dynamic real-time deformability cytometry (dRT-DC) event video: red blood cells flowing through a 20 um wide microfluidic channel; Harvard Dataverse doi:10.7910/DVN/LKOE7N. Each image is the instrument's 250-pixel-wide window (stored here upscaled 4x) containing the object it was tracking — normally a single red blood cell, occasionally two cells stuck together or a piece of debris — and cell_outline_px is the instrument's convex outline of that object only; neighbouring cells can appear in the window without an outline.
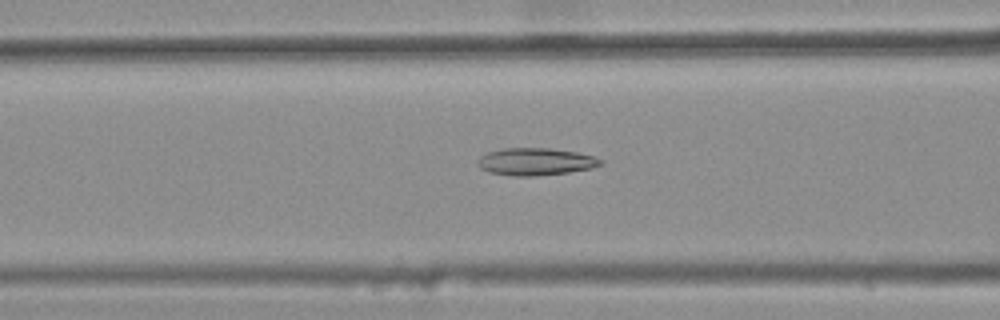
{"species": "common noctule bat (a hibernating species)", "species_latin": "Nyctalus noctula", "temperature_condition": "warm", "stored_images_in_passage": 46, "camera_frame_rate_fps": 3000, "um_per_image_px": 0.085, "animal": {"sex": "female", "body_mass_g": 25.1}, "frame": {"image": 1, "passage_image": 21, "time_ms": 6.667, "image_size_px": [1000, 320], "cell_outline_px": [[604, 164], [592, 168], [568, 172], [532, 176], [512, 176], [488, 172], [480, 168], [476, 164], [476, 160], [480, 156], [488, 152], [504, 148], [548, 148], [576, 152], [592, 156], [604, 160]], "centroid_in_image_um": [45.5, 13.74], "position_along_channel_um": 121.1, "area_um2": 19.65}}
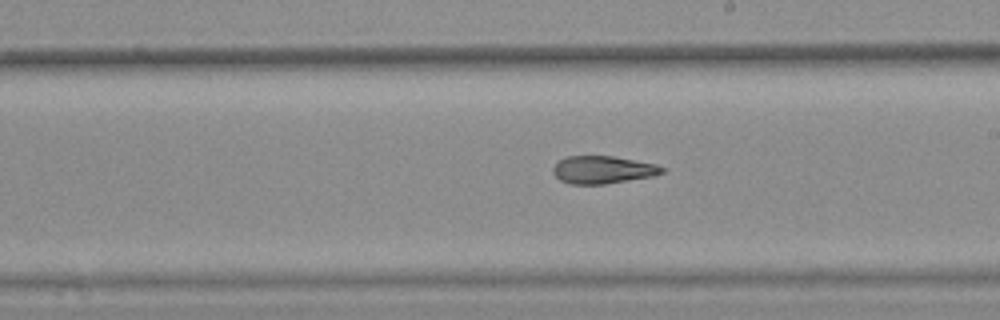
{"frame": {"image": 2, "passage_image": 30, "time_ms": 9.667, "image_size_px": [1000, 320], "cell_outline_px": [[668, 168], [664, 172], [656, 176], [604, 184], [568, 184], [560, 180], [552, 172], [552, 168], [560, 160], [568, 156], [612, 156], [656, 164]], "centroid_in_image_um": [51.28, 14.44], "position_along_channel_um": 237.7, "area_um2": 17.69}}
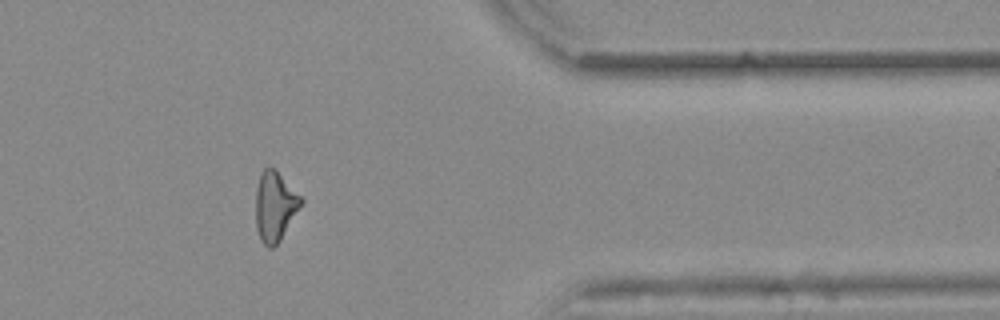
{"frame": {"image": 3, "passage_image": 43, "time_ms": 14.0, "image_size_px": [1000, 320], "cell_outline_px": [[304, 200], [280, 240], [272, 248], [268, 248], [260, 240], [256, 228], [256, 188], [260, 172], [264, 168], [276, 168]], "centroid_in_image_um": [23.35, 17.51], "position_along_channel_um": 388.0, "area_um2": 18.38}, "authors_computed_cell_mechanics": {"area_um2": 18.6405, "velocity_mm_per_s": 3.8971, "shape_relaxation_time_tau1_ms": null, "shape_relaxation_time_tau2_ms": 2.4004, "deformation_change_tau1": null, "deformation_change_tau2": 0.1062}}